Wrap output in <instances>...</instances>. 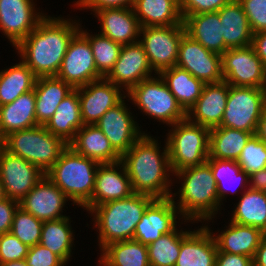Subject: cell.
Returning <instances> with one entry per match:
<instances>
[{
  "label": "cell",
  "instance_id": "obj_28",
  "mask_svg": "<svg viewBox=\"0 0 266 266\" xmlns=\"http://www.w3.org/2000/svg\"><path fill=\"white\" fill-rule=\"evenodd\" d=\"M74 88L56 76L38 77L35 82V114L38 125L44 126L57 106Z\"/></svg>",
  "mask_w": 266,
  "mask_h": 266
},
{
  "label": "cell",
  "instance_id": "obj_12",
  "mask_svg": "<svg viewBox=\"0 0 266 266\" xmlns=\"http://www.w3.org/2000/svg\"><path fill=\"white\" fill-rule=\"evenodd\" d=\"M56 77L74 89L103 78L96 69L89 40L80 30L70 41Z\"/></svg>",
  "mask_w": 266,
  "mask_h": 266
},
{
  "label": "cell",
  "instance_id": "obj_22",
  "mask_svg": "<svg viewBox=\"0 0 266 266\" xmlns=\"http://www.w3.org/2000/svg\"><path fill=\"white\" fill-rule=\"evenodd\" d=\"M133 193L130 178L121 161L99 164L92 198L83 209L89 212L95 206L125 199Z\"/></svg>",
  "mask_w": 266,
  "mask_h": 266
},
{
  "label": "cell",
  "instance_id": "obj_52",
  "mask_svg": "<svg viewBox=\"0 0 266 266\" xmlns=\"http://www.w3.org/2000/svg\"><path fill=\"white\" fill-rule=\"evenodd\" d=\"M249 188L264 191L266 188V168L249 175Z\"/></svg>",
  "mask_w": 266,
  "mask_h": 266
},
{
  "label": "cell",
  "instance_id": "obj_44",
  "mask_svg": "<svg viewBox=\"0 0 266 266\" xmlns=\"http://www.w3.org/2000/svg\"><path fill=\"white\" fill-rule=\"evenodd\" d=\"M29 247L11 232L0 234V264L26 258Z\"/></svg>",
  "mask_w": 266,
  "mask_h": 266
},
{
  "label": "cell",
  "instance_id": "obj_41",
  "mask_svg": "<svg viewBox=\"0 0 266 266\" xmlns=\"http://www.w3.org/2000/svg\"><path fill=\"white\" fill-rule=\"evenodd\" d=\"M180 229V230H179ZM181 228L163 234L147 245L150 266H175L180 253Z\"/></svg>",
  "mask_w": 266,
  "mask_h": 266
},
{
  "label": "cell",
  "instance_id": "obj_54",
  "mask_svg": "<svg viewBox=\"0 0 266 266\" xmlns=\"http://www.w3.org/2000/svg\"><path fill=\"white\" fill-rule=\"evenodd\" d=\"M255 135L266 143V106L264 107L259 119Z\"/></svg>",
  "mask_w": 266,
  "mask_h": 266
},
{
  "label": "cell",
  "instance_id": "obj_30",
  "mask_svg": "<svg viewBox=\"0 0 266 266\" xmlns=\"http://www.w3.org/2000/svg\"><path fill=\"white\" fill-rule=\"evenodd\" d=\"M83 125L78 89L76 88L61 101L44 127L69 144Z\"/></svg>",
  "mask_w": 266,
  "mask_h": 266
},
{
  "label": "cell",
  "instance_id": "obj_33",
  "mask_svg": "<svg viewBox=\"0 0 266 266\" xmlns=\"http://www.w3.org/2000/svg\"><path fill=\"white\" fill-rule=\"evenodd\" d=\"M99 252V266H150L147 245L134 239L112 242Z\"/></svg>",
  "mask_w": 266,
  "mask_h": 266
},
{
  "label": "cell",
  "instance_id": "obj_7",
  "mask_svg": "<svg viewBox=\"0 0 266 266\" xmlns=\"http://www.w3.org/2000/svg\"><path fill=\"white\" fill-rule=\"evenodd\" d=\"M168 130L165 140L173 174L181 169L207 162L210 143L209 128L186 118L170 126Z\"/></svg>",
  "mask_w": 266,
  "mask_h": 266
},
{
  "label": "cell",
  "instance_id": "obj_51",
  "mask_svg": "<svg viewBox=\"0 0 266 266\" xmlns=\"http://www.w3.org/2000/svg\"><path fill=\"white\" fill-rule=\"evenodd\" d=\"M251 46L254 48L256 55L266 66V31L254 33Z\"/></svg>",
  "mask_w": 266,
  "mask_h": 266
},
{
  "label": "cell",
  "instance_id": "obj_6",
  "mask_svg": "<svg viewBox=\"0 0 266 266\" xmlns=\"http://www.w3.org/2000/svg\"><path fill=\"white\" fill-rule=\"evenodd\" d=\"M2 147L9 153L31 162L46 174L68 144L44 126L37 125L8 134Z\"/></svg>",
  "mask_w": 266,
  "mask_h": 266
},
{
  "label": "cell",
  "instance_id": "obj_49",
  "mask_svg": "<svg viewBox=\"0 0 266 266\" xmlns=\"http://www.w3.org/2000/svg\"><path fill=\"white\" fill-rule=\"evenodd\" d=\"M19 207V202L10 198L0 201V234L11 231L14 214Z\"/></svg>",
  "mask_w": 266,
  "mask_h": 266
},
{
  "label": "cell",
  "instance_id": "obj_25",
  "mask_svg": "<svg viewBox=\"0 0 266 266\" xmlns=\"http://www.w3.org/2000/svg\"><path fill=\"white\" fill-rule=\"evenodd\" d=\"M228 223L223 230H218V234L212 232L218 252L246 255L253 259L264 232L256 227L241 225L232 221Z\"/></svg>",
  "mask_w": 266,
  "mask_h": 266
},
{
  "label": "cell",
  "instance_id": "obj_40",
  "mask_svg": "<svg viewBox=\"0 0 266 266\" xmlns=\"http://www.w3.org/2000/svg\"><path fill=\"white\" fill-rule=\"evenodd\" d=\"M84 29V30H83ZM80 31L88 38L94 61L98 73L105 78L114 67L122 48V45L115 43L110 38L94 32V34L87 32V29L82 28Z\"/></svg>",
  "mask_w": 266,
  "mask_h": 266
},
{
  "label": "cell",
  "instance_id": "obj_32",
  "mask_svg": "<svg viewBox=\"0 0 266 266\" xmlns=\"http://www.w3.org/2000/svg\"><path fill=\"white\" fill-rule=\"evenodd\" d=\"M133 10L141 28L183 23L180 0H135Z\"/></svg>",
  "mask_w": 266,
  "mask_h": 266
},
{
  "label": "cell",
  "instance_id": "obj_38",
  "mask_svg": "<svg viewBox=\"0 0 266 266\" xmlns=\"http://www.w3.org/2000/svg\"><path fill=\"white\" fill-rule=\"evenodd\" d=\"M253 135L255 133L221 126L211 128L208 158L237 161Z\"/></svg>",
  "mask_w": 266,
  "mask_h": 266
},
{
  "label": "cell",
  "instance_id": "obj_10",
  "mask_svg": "<svg viewBox=\"0 0 266 266\" xmlns=\"http://www.w3.org/2000/svg\"><path fill=\"white\" fill-rule=\"evenodd\" d=\"M186 33L184 24L142 27L139 42L155 74L176 66L179 44Z\"/></svg>",
  "mask_w": 266,
  "mask_h": 266
},
{
  "label": "cell",
  "instance_id": "obj_48",
  "mask_svg": "<svg viewBox=\"0 0 266 266\" xmlns=\"http://www.w3.org/2000/svg\"><path fill=\"white\" fill-rule=\"evenodd\" d=\"M135 0H76L72 5L79 10L96 11L112 8H133Z\"/></svg>",
  "mask_w": 266,
  "mask_h": 266
},
{
  "label": "cell",
  "instance_id": "obj_39",
  "mask_svg": "<svg viewBox=\"0 0 266 266\" xmlns=\"http://www.w3.org/2000/svg\"><path fill=\"white\" fill-rule=\"evenodd\" d=\"M37 77L22 61L0 70V106L34 89Z\"/></svg>",
  "mask_w": 266,
  "mask_h": 266
},
{
  "label": "cell",
  "instance_id": "obj_3",
  "mask_svg": "<svg viewBox=\"0 0 266 266\" xmlns=\"http://www.w3.org/2000/svg\"><path fill=\"white\" fill-rule=\"evenodd\" d=\"M173 177V181L176 180L181 187L177 186V191L172 192L170 198L183 220L194 222L193 225L195 222L209 225L212 219L217 218L218 212L221 214L223 207L219 202L217 184L207 162L181 169Z\"/></svg>",
  "mask_w": 266,
  "mask_h": 266
},
{
  "label": "cell",
  "instance_id": "obj_17",
  "mask_svg": "<svg viewBox=\"0 0 266 266\" xmlns=\"http://www.w3.org/2000/svg\"><path fill=\"white\" fill-rule=\"evenodd\" d=\"M176 66L187 70L204 84L223 81L221 55L206 49L186 33L179 44Z\"/></svg>",
  "mask_w": 266,
  "mask_h": 266
},
{
  "label": "cell",
  "instance_id": "obj_20",
  "mask_svg": "<svg viewBox=\"0 0 266 266\" xmlns=\"http://www.w3.org/2000/svg\"><path fill=\"white\" fill-rule=\"evenodd\" d=\"M68 201L63 191L45 176L19 201V207L44 222L67 217L63 210L67 211Z\"/></svg>",
  "mask_w": 266,
  "mask_h": 266
},
{
  "label": "cell",
  "instance_id": "obj_5",
  "mask_svg": "<svg viewBox=\"0 0 266 266\" xmlns=\"http://www.w3.org/2000/svg\"><path fill=\"white\" fill-rule=\"evenodd\" d=\"M99 164L68 145L45 175L72 201L71 205L84 208L92 198Z\"/></svg>",
  "mask_w": 266,
  "mask_h": 266
},
{
  "label": "cell",
  "instance_id": "obj_26",
  "mask_svg": "<svg viewBox=\"0 0 266 266\" xmlns=\"http://www.w3.org/2000/svg\"><path fill=\"white\" fill-rule=\"evenodd\" d=\"M68 145L76 153L100 164L121 161V156L113 149L110 141L96 124L83 125Z\"/></svg>",
  "mask_w": 266,
  "mask_h": 266
},
{
  "label": "cell",
  "instance_id": "obj_27",
  "mask_svg": "<svg viewBox=\"0 0 266 266\" xmlns=\"http://www.w3.org/2000/svg\"><path fill=\"white\" fill-rule=\"evenodd\" d=\"M186 34L206 49L222 55L225 45L218 12L188 15L183 19Z\"/></svg>",
  "mask_w": 266,
  "mask_h": 266
},
{
  "label": "cell",
  "instance_id": "obj_57",
  "mask_svg": "<svg viewBox=\"0 0 266 266\" xmlns=\"http://www.w3.org/2000/svg\"><path fill=\"white\" fill-rule=\"evenodd\" d=\"M4 138H5V137L3 136L2 132H1V129H0V147L3 146Z\"/></svg>",
  "mask_w": 266,
  "mask_h": 266
},
{
  "label": "cell",
  "instance_id": "obj_16",
  "mask_svg": "<svg viewBox=\"0 0 266 266\" xmlns=\"http://www.w3.org/2000/svg\"><path fill=\"white\" fill-rule=\"evenodd\" d=\"M179 222L181 225L183 223H194L183 220L178 208L170 197L154 199L145 209L141 220L136 225L133 239L144 245H148L156 241L163 234L172 232L178 226L181 227L180 224L177 225Z\"/></svg>",
  "mask_w": 266,
  "mask_h": 266
},
{
  "label": "cell",
  "instance_id": "obj_50",
  "mask_svg": "<svg viewBox=\"0 0 266 266\" xmlns=\"http://www.w3.org/2000/svg\"><path fill=\"white\" fill-rule=\"evenodd\" d=\"M215 266H253V262L246 255L218 252Z\"/></svg>",
  "mask_w": 266,
  "mask_h": 266
},
{
  "label": "cell",
  "instance_id": "obj_24",
  "mask_svg": "<svg viewBox=\"0 0 266 266\" xmlns=\"http://www.w3.org/2000/svg\"><path fill=\"white\" fill-rule=\"evenodd\" d=\"M93 16L99 21L101 31L98 33L115 43L123 46L139 41L141 26L133 8L104 9L96 11Z\"/></svg>",
  "mask_w": 266,
  "mask_h": 266
},
{
  "label": "cell",
  "instance_id": "obj_2",
  "mask_svg": "<svg viewBox=\"0 0 266 266\" xmlns=\"http://www.w3.org/2000/svg\"><path fill=\"white\" fill-rule=\"evenodd\" d=\"M158 141L156 136L144 133L121 156V162L130 178L134 193L163 199L171 197L175 182L166 140L163 147Z\"/></svg>",
  "mask_w": 266,
  "mask_h": 266
},
{
  "label": "cell",
  "instance_id": "obj_21",
  "mask_svg": "<svg viewBox=\"0 0 266 266\" xmlns=\"http://www.w3.org/2000/svg\"><path fill=\"white\" fill-rule=\"evenodd\" d=\"M210 226L202 224L193 231L181 227L180 253L175 266H215L218 247Z\"/></svg>",
  "mask_w": 266,
  "mask_h": 266
},
{
  "label": "cell",
  "instance_id": "obj_1",
  "mask_svg": "<svg viewBox=\"0 0 266 266\" xmlns=\"http://www.w3.org/2000/svg\"><path fill=\"white\" fill-rule=\"evenodd\" d=\"M60 16L46 15L15 47L17 55L37 78L57 75L70 41L80 30V18Z\"/></svg>",
  "mask_w": 266,
  "mask_h": 266
},
{
  "label": "cell",
  "instance_id": "obj_18",
  "mask_svg": "<svg viewBox=\"0 0 266 266\" xmlns=\"http://www.w3.org/2000/svg\"><path fill=\"white\" fill-rule=\"evenodd\" d=\"M81 119L84 125L96 124L102 115L118 104L126 93L106 78L78 87Z\"/></svg>",
  "mask_w": 266,
  "mask_h": 266
},
{
  "label": "cell",
  "instance_id": "obj_15",
  "mask_svg": "<svg viewBox=\"0 0 266 266\" xmlns=\"http://www.w3.org/2000/svg\"><path fill=\"white\" fill-rule=\"evenodd\" d=\"M46 175L25 159L0 147V180L6 198L19 202Z\"/></svg>",
  "mask_w": 266,
  "mask_h": 266
},
{
  "label": "cell",
  "instance_id": "obj_13",
  "mask_svg": "<svg viewBox=\"0 0 266 266\" xmlns=\"http://www.w3.org/2000/svg\"><path fill=\"white\" fill-rule=\"evenodd\" d=\"M126 96L114 107L107 110L96 125L110 141L113 149L122 156L147 132L143 131L126 105ZM129 107V108H128Z\"/></svg>",
  "mask_w": 266,
  "mask_h": 266
},
{
  "label": "cell",
  "instance_id": "obj_55",
  "mask_svg": "<svg viewBox=\"0 0 266 266\" xmlns=\"http://www.w3.org/2000/svg\"><path fill=\"white\" fill-rule=\"evenodd\" d=\"M0 266H28L25 259L18 260V261H9L3 264H0Z\"/></svg>",
  "mask_w": 266,
  "mask_h": 266
},
{
  "label": "cell",
  "instance_id": "obj_46",
  "mask_svg": "<svg viewBox=\"0 0 266 266\" xmlns=\"http://www.w3.org/2000/svg\"><path fill=\"white\" fill-rule=\"evenodd\" d=\"M233 0H180V11L184 19L188 15L217 12Z\"/></svg>",
  "mask_w": 266,
  "mask_h": 266
},
{
  "label": "cell",
  "instance_id": "obj_36",
  "mask_svg": "<svg viewBox=\"0 0 266 266\" xmlns=\"http://www.w3.org/2000/svg\"><path fill=\"white\" fill-rule=\"evenodd\" d=\"M207 163L211 167L213 177L217 184V192L221 207L224 205L223 201L226 200L229 193L235 196L239 192L238 187H240L241 193L249 188V175L241 170L239 164L235 160L208 158ZM230 187L233 188L230 189Z\"/></svg>",
  "mask_w": 266,
  "mask_h": 266
},
{
  "label": "cell",
  "instance_id": "obj_23",
  "mask_svg": "<svg viewBox=\"0 0 266 266\" xmlns=\"http://www.w3.org/2000/svg\"><path fill=\"white\" fill-rule=\"evenodd\" d=\"M229 94L226 81L205 84L196 103L186 113V118L209 129L220 126Z\"/></svg>",
  "mask_w": 266,
  "mask_h": 266
},
{
  "label": "cell",
  "instance_id": "obj_47",
  "mask_svg": "<svg viewBox=\"0 0 266 266\" xmlns=\"http://www.w3.org/2000/svg\"><path fill=\"white\" fill-rule=\"evenodd\" d=\"M25 261L28 266H65L67 265L58 255L37 244L29 247Z\"/></svg>",
  "mask_w": 266,
  "mask_h": 266
},
{
  "label": "cell",
  "instance_id": "obj_34",
  "mask_svg": "<svg viewBox=\"0 0 266 266\" xmlns=\"http://www.w3.org/2000/svg\"><path fill=\"white\" fill-rule=\"evenodd\" d=\"M71 219L68 215L57 220L44 221L39 243L58 255L67 265L75 247V230H72Z\"/></svg>",
  "mask_w": 266,
  "mask_h": 266
},
{
  "label": "cell",
  "instance_id": "obj_19",
  "mask_svg": "<svg viewBox=\"0 0 266 266\" xmlns=\"http://www.w3.org/2000/svg\"><path fill=\"white\" fill-rule=\"evenodd\" d=\"M148 56L138 41L123 45L114 67L105 77L127 93L144 79L154 76Z\"/></svg>",
  "mask_w": 266,
  "mask_h": 266
},
{
  "label": "cell",
  "instance_id": "obj_56",
  "mask_svg": "<svg viewBox=\"0 0 266 266\" xmlns=\"http://www.w3.org/2000/svg\"><path fill=\"white\" fill-rule=\"evenodd\" d=\"M6 198L2 181L0 180V201Z\"/></svg>",
  "mask_w": 266,
  "mask_h": 266
},
{
  "label": "cell",
  "instance_id": "obj_53",
  "mask_svg": "<svg viewBox=\"0 0 266 266\" xmlns=\"http://www.w3.org/2000/svg\"><path fill=\"white\" fill-rule=\"evenodd\" d=\"M252 262L253 266H266V235L261 239Z\"/></svg>",
  "mask_w": 266,
  "mask_h": 266
},
{
  "label": "cell",
  "instance_id": "obj_31",
  "mask_svg": "<svg viewBox=\"0 0 266 266\" xmlns=\"http://www.w3.org/2000/svg\"><path fill=\"white\" fill-rule=\"evenodd\" d=\"M34 89L21 94L11 103L0 106V129L3 136L37 126Z\"/></svg>",
  "mask_w": 266,
  "mask_h": 266
},
{
  "label": "cell",
  "instance_id": "obj_37",
  "mask_svg": "<svg viewBox=\"0 0 266 266\" xmlns=\"http://www.w3.org/2000/svg\"><path fill=\"white\" fill-rule=\"evenodd\" d=\"M240 195L237 197L238 202L234 204L232 217L228 221L264 231L266 229V194L263 191L248 188Z\"/></svg>",
  "mask_w": 266,
  "mask_h": 266
},
{
  "label": "cell",
  "instance_id": "obj_11",
  "mask_svg": "<svg viewBox=\"0 0 266 266\" xmlns=\"http://www.w3.org/2000/svg\"><path fill=\"white\" fill-rule=\"evenodd\" d=\"M221 64L223 80L229 85L266 88V66L252 46L226 50Z\"/></svg>",
  "mask_w": 266,
  "mask_h": 266
},
{
  "label": "cell",
  "instance_id": "obj_14",
  "mask_svg": "<svg viewBox=\"0 0 266 266\" xmlns=\"http://www.w3.org/2000/svg\"><path fill=\"white\" fill-rule=\"evenodd\" d=\"M35 6L34 0H0V31L12 47L25 39L47 15Z\"/></svg>",
  "mask_w": 266,
  "mask_h": 266
},
{
  "label": "cell",
  "instance_id": "obj_35",
  "mask_svg": "<svg viewBox=\"0 0 266 266\" xmlns=\"http://www.w3.org/2000/svg\"><path fill=\"white\" fill-rule=\"evenodd\" d=\"M159 75L187 113L201 96L205 84L178 66L163 70Z\"/></svg>",
  "mask_w": 266,
  "mask_h": 266
},
{
  "label": "cell",
  "instance_id": "obj_29",
  "mask_svg": "<svg viewBox=\"0 0 266 266\" xmlns=\"http://www.w3.org/2000/svg\"><path fill=\"white\" fill-rule=\"evenodd\" d=\"M219 18L225 45L230 48H244L252 45L253 33L248 18L238 0L224 5Z\"/></svg>",
  "mask_w": 266,
  "mask_h": 266
},
{
  "label": "cell",
  "instance_id": "obj_4",
  "mask_svg": "<svg viewBox=\"0 0 266 266\" xmlns=\"http://www.w3.org/2000/svg\"><path fill=\"white\" fill-rule=\"evenodd\" d=\"M153 197L133 193L131 196L112 200L92 208L88 214L92 217L97 232L100 251L108 244L116 241L133 239L136 225Z\"/></svg>",
  "mask_w": 266,
  "mask_h": 266
},
{
  "label": "cell",
  "instance_id": "obj_9",
  "mask_svg": "<svg viewBox=\"0 0 266 266\" xmlns=\"http://www.w3.org/2000/svg\"><path fill=\"white\" fill-rule=\"evenodd\" d=\"M266 106V88L229 85L220 126L255 133Z\"/></svg>",
  "mask_w": 266,
  "mask_h": 266
},
{
  "label": "cell",
  "instance_id": "obj_43",
  "mask_svg": "<svg viewBox=\"0 0 266 266\" xmlns=\"http://www.w3.org/2000/svg\"><path fill=\"white\" fill-rule=\"evenodd\" d=\"M248 175L266 168V143L253 135L236 161Z\"/></svg>",
  "mask_w": 266,
  "mask_h": 266
},
{
  "label": "cell",
  "instance_id": "obj_8",
  "mask_svg": "<svg viewBox=\"0 0 266 266\" xmlns=\"http://www.w3.org/2000/svg\"><path fill=\"white\" fill-rule=\"evenodd\" d=\"M128 98V99H127ZM126 100L136 105L144 115L154 121L173 126L186 119V112L170 92L159 74L144 79L126 93Z\"/></svg>",
  "mask_w": 266,
  "mask_h": 266
},
{
  "label": "cell",
  "instance_id": "obj_45",
  "mask_svg": "<svg viewBox=\"0 0 266 266\" xmlns=\"http://www.w3.org/2000/svg\"><path fill=\"white\" fill-rule=\"evenodd\" d=\"M248 22L252 33L266 31V0H238Z\"/></svg>",
  "mask_w": 266,
  "mask_h": 266
},
{
  "label": "cell",
  "instance_id": "obj_42",
  "mask_svg": "<svg viewBox=\"0 0 266 266\" xmlns=\"http://www.w3.org/2000/svg\"><path fill=\"white\" fill-rule=\"evenodd\" d=\"M43 221L18 207L12 222L11 233L28 247L40 243Z\"/></svg>",
  "mask_w": 266,
  "mask_h": 266
}]
</instances>
